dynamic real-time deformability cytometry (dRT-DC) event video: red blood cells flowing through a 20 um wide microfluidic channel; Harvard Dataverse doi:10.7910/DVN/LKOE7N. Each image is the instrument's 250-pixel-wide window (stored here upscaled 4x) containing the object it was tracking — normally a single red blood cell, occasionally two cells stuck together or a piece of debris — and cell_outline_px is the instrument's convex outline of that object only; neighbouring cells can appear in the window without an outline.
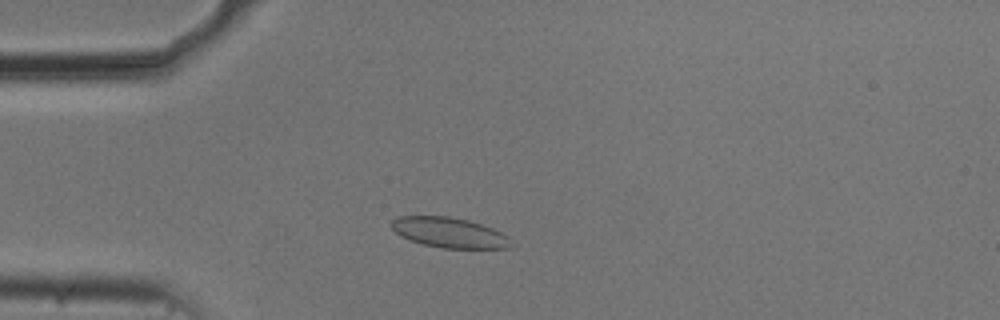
{"species": "common noctule bat (a hibernating species)", "species_latin": "Nyctalus noctula", "temperature_condition": "cold", "stored_images_in_passage": 48, "camera_frame_rate_fps": 3000, "um_per_image_px": 0.085, "animal": {"sex": "male", "body_mass_g": 20.5, "forearm_length_mm": 52.5}, "frame": {"image": 1, "passage_image": 8, "time_ms": 2.333, "image_size_px": [1000, 320], "cell_outline_px": [[516, 244], [512, 248], [444, 248], [424, 244], [408, 240], [400, 236], [392, 228], [392, 220], [400, 216], [448, 216], [468, 220], [492, 228], [508, 236]], "centroid_in_image_um": [38.24, 19.78], "position_along_channel_um": 46.8, "area_um2": 21.1}}
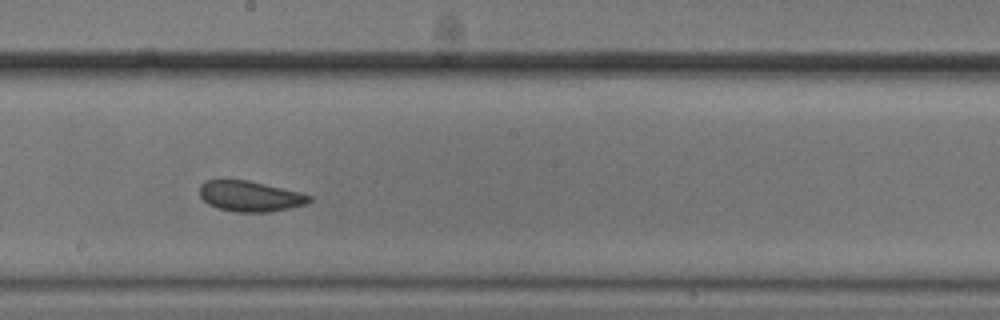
{"frame": {"image": 2, "passage_image": 24, "time_ms": 7.667, "image_size_px": [1000, 320], "cell_outline_px": [[312, 200], [304, 204], [288, 208], [268, 212], [236, 212], [216, 208], [208, 204], [200, 196], [200, 184], [204, 180], [224, 176], [248, 180], [300, 192], [312, 196]], "centroid_in_image_um": [21.16, 16.63], "position_along_channel_um": 227.0, "area_um2": 20.11}}
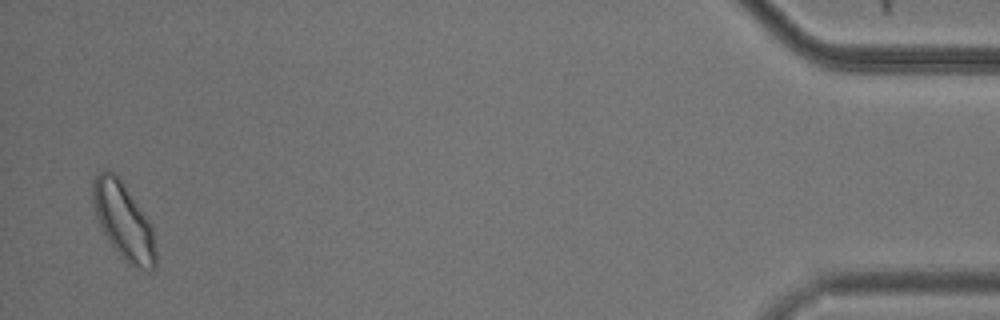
{"frame": {"image": 3, "passage_image": 47, "time_ms": 15.333, "image_size_px": [1000, 320], "cell_outline_px": [[156, 264], [148, 272], [132, 268], [124, 260], [108, 240], [96, 216], [92, 200], [92, 180], [96, 172], [104, 168], [108, 168], [116, 172], [148, 220], [152, 228], [156, 252]], "centroid_in_image_um": [10.48, 18.76], "position_along_channel_um": 424.7, "area_um2": 28.32}, "authors_computed_cell_mechanics": {"area_um2": 20.8369, "velocity_mm_per_s": 3.6832, "shape_relaxation_time_tau1_ms": 3.695, "shape_relaxation_time_tau2_ms": 1.4856, "deformation_change_tau1": 0.0626, "deformation_change_tau2": 0.0512}}